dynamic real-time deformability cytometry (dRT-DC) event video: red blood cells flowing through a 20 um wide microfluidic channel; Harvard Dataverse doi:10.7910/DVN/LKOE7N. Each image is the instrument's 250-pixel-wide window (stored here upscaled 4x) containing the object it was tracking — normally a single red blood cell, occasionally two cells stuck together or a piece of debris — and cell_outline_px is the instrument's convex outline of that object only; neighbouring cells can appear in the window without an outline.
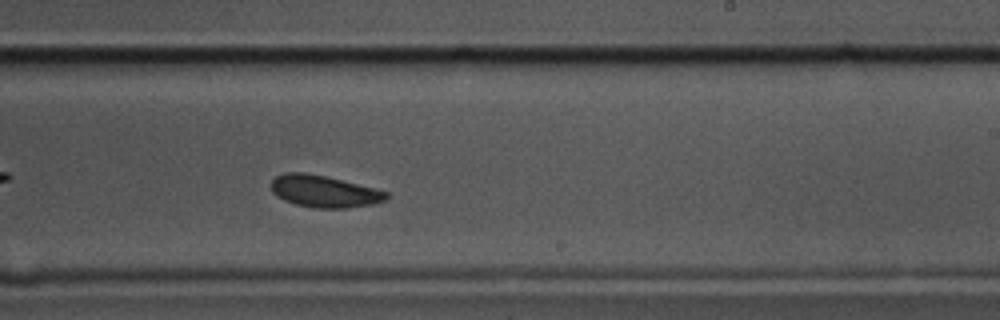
{"species": "common noctule bat (a hibernating species)", "species_latin": "Nyctalus noctula", "temperature_condition": "cold", "stored_images_in_passage": 50, "camera_frame_rate_fps": 3000, "um_per_image_px": 0.085, "animal": {"sex": "male", "body_mass_g": 17.5, "forearm_length_mm": 52.3}, "frame": {"image": 1, "passage_image": 27, "time_ms": 8.667, "image_size_px": [1000, 320], "cell_outline_px": [[388, 196], [384, 200], [372, 204], [348, 208], [312, 208], [296, 204], [284, 200], [276, 196], [272, 192], [268, 184], [276, 176], [284, 172], [304, 172], [324, 176], [388, 192]], "centroid_in_image_um": [27.46, 16.27], "position_along_channel_um": 261.5, "area_um2": 21.33}}
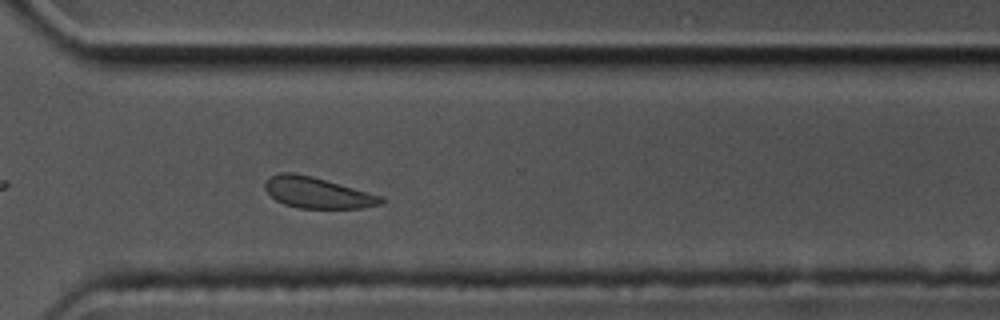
{"frame": {"image": 2, "passage_image": 34, "time_ms": 11.0, "image_size_px": [1000, 320], "cell_outline_px": [[384, 200], [380, 204], [360, 208], [300, 208], [284, 204], [276, 200], [264, 188], [264, 180], [280, 172], [292, 172], [312, 176], [384, 196]], "centroid_in_image_um": [26.97, 16.37], "position_along_channel_um": 343.6, "area_um2": 20.92}}
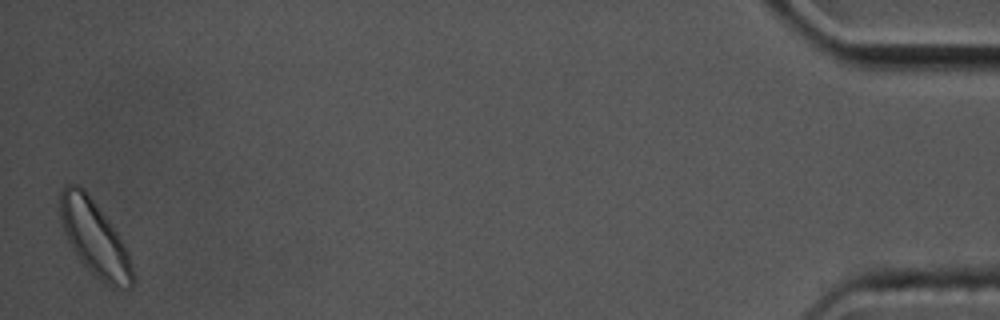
{"frame": {"image": 3, "passage_image": 49, "time_ms": 16.0, "image_size_px": [1000, 320], "cell_outline_px": [[132, 288], [120, 288], [104, 284], [76, 256], [64, 232], [60, 216], [60, 192], [68, 184], [76, 184], [84, 188], [88, 192], [108, 220], [124, 244], [128, 252], [132, 268]], "centroid_in_image_um": [8.02, 20.22], "position_along_channel_um": 427.2, "area_um2": 31.27}, "authors_computed_cell_mechanics": {"area_um2": 22.4553, "velocity_mm_per_s": 3.5132, "shape_relaxation_time_tau1_ms": 10.3236, "shape_relaxation_time_tau2_ms": null, "deformation_change_tau1": 0.1945, "deformation_change_tau2": null}}